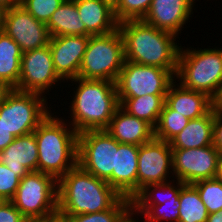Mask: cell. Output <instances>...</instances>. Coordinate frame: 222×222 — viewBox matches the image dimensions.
Segmentation results:
<instances>
[{
  "mask_svg": "<svg viewBox=\"0 0 222 222\" xmlns=\"http://www.w3.org/2000/svg\"><path fill=\"white\" fill-rule=\"evenodd\" d=\"M58 181L40 171L20 179L12 204L28 221L45 220L58 212Z\"/></svg>",
  "mask_w": 222,
  "mask_h": 222,
  "instance_id": "52a82bcc",
  "label": "cell"
},
{
  "mask_svg": "<svg viewBox=\"0 0 222 222\" xmlns=\"http://www.w3.org/2000/svg\"><path fill=\"white\" fill-rule=\"evenodd\" d=\"M0 4L6 7L7 9L19 5L18 0H0Z\"/></svg>",
  "mask_w": 222,
  "mask_h": 222,
  "instance_id": "b9f144b4",
  "label": "cell"
},
{
  "mask_svg": "<svg viewBox=\"0 0 222 222\" xmlns=\"http://www.w3.org/2000/svg\"><path fill=\"white\" fill-rule=\"evenodd\" d=\"M22 51L5 32H0V80L15 89L21 73Z\"/></svg>",
  "mask_w": 222,
  "mask_h": 222,
  "instance_id": "d4e9b609",
  "label": "cell"
},
{
  "mask_svg": "<svg viewBox=\"0 0 222 222\" xmlns=\"http://www.w3.org/2000/svg\"><path fill=\"white\" fill-rule=\"evenodd\" d=\"M78 165L84 171L107 181L112 187L115 139L106 130H88L79 133Z\"/></svg>",
  "mask_w": 222,
  "mask_h": 222,
  "instance_id": "8fae6325",
  "label": "cell"
},
{
  "mask_svg": "<svg viewBox=\"0 0 222 222\" xmlns=\"http://www.w3.org/2000/svg\"><path fill=\"white\" fill-rule=\"evenodd\" d=\"M175 77L166 69L125 61L115 82L118 98L166 95Z\"/></svg>",
  "mask_w": 222,
  "mask_h": 222,
  "instance_id": "30bf717a",
  "label": "cell"
},
{
  "mask_svg": "<svg viewBox=\"0 0 222 222\" xmlns=\"http://www.w3.org/2000/svg\"><path fill=\"white\" fill-rule=\"evenodd\" d=\"M27 222H46V219L45 220L27 221Z\"/></svg>",
  "mask_w": 222,
  "mask_h": 222,
  "instance_id": "7dc6e473",
  "label": "cell"
},
{
  "mask_svg": "<svg viewBox=\"0 0 222 222\" xmlns=\"http://www.w3.org/2000/svg\"><path fill=\"white\" fill-rule=\"evenodd\" d=\"M86 36L105 35L118 29L114 9L103 0H74Z\"/></svg>",
  "mask_w": 222,
  "mask_h": 222,
  "instance_id": "7402d4cb",
  "label": "cell"
},
{
  "mask_svg": "<svg viewBox=\"0 0 222 222\" xmlns=\"http://www.w3.org/2000/svg\"><path fill=\"white\" fill-rule=\"evenodd\" d=\"M214 111L192 119L171 141L172 149L199 148L213 145Z\"/></svg>",
  "mask_w": 222,
  "mask_h": 222,
  "instance_id": "603a6c76",
  "label": "cell"
},
{
  "mask_svg": "<svg viewBox=\"0 0 222 222\" xmlns=\"http://www.w3.org/2000/svg\"><path fill=\"white\" fill-rule=\"evenodd\" d=\"M65 0H22L20 5L36 20L47 24L52 14Z\"/></svg>",
  "mask_w": 222,
  "mask_h": 222,
  "instance_id": "1f68e13d",
  "label": "cell"
},
{
  "mask_svg": "<svg viewBox=\"0 0 222 222\" xmlns=\"http://www.w3.org/2000/svg\"><path fill=\"white\" fill-rule=\"evenodd\" d=\"M124 62V41L119 29L105 35L89 36L78 77L116 82Z\"/></svg>",
  "mask_w": 222,
  "mask_h": 222,
  "instance_id": "8992f818",
  "label": "cell"
},
{
  "mask_svg": "<svg viewBox=\"0 0 222 222\" xmlns=\"http://www.w3.org/2000/svg\"><path fill=\"white\" fill-rule=\"evenodd\" d=\"M118 29L124 41L125 61L163 68L176 76L181 48L176 41L179 37L143 20L120 22Z\"/></svg>",
  "mask_w": 222,
  "mask_h": 222,
  "instance_id": "6da1fadb",
  "label": "cell"
},
{
  "mask_svg": "<svg viewBox=\"0 0 222 222\" xmlns=\"http://www.w3.org/2000/svg\"><path fill=\"white\" fill-rule=\"evenodd\" d=\"M3 32L19 45L22 53L49 45L51 38L47 25L20 4L7 9Z\"/></svg>",
  "mask_w": 222,
  "mask_h": 222,
  "instance_id": "9a60e30c",
  "label": "cell"
},
{
  "mask_svg": "<svg viewBox=\"0 0 222 222\" xmlns=\"http://www.w3.org/2000/svg\"><path fill=\"white\" fill-rule=\"evenodd\" d=\"M192 185L197 189L209 214L222 209V182L217 177L199 180Z\"/></svg>",
  "mask_w": 222,
  "mask_h": 222,
  "instance_id": "f546056e",
  "label": "cell"
},
{
  "mask_svg": "<svg viewBox=\"0 0 222 222\" xmlns=\"http://www.w3.org/2000/svg\"><path fill=\"white\" fill-rule=\"evenodd\" d=\"M136 216V212L131 208L118 222H139L141 221L140 219H136L138 217ZM135 217V218H134Z\"/></svg>",
  "mask_w": 222,
  "mask_h": 222,
  "instance_id": "f35d334b",
  "label": "cell"
},
{
  "mask_svg": "<svg viewBox=\"0 0 222 222\" xmlns=\"http://www.w3.org/2000/svg\"><path fill=\"white\" fill-rule=\"evenodd\" d=\"M0 162L21 179L29 172L38 171V145L35 133H29L15 139L2 151Z\"/></svg>",
  "mask_w": 222,
  "mask_h": 222,
  "instance_id": "d6986e66",
  "label": "cell"
},
{
  "mask_svg": "<svg viewBox=\"0 0 222 222\" xmlns=\"http://www.w3.org/2000/svg\"><path fill=\"white\" fill-rule=\"evenodd\" d=\"M65 121L50 112L34 130L38 145V171L57 181L78 165V133Z\"/></svg>",
  "mask_w": 222,
  "mask_h": 222,
  "instance_id": "277c9868",
  "label": "cell"
},
{
  "mask_svg": "<svg viewBox=\"0 0 222 222\" xmlns=\"http://www.w3.org/2000/svg\"><path fill=\"white\" fill-rule=\"evenodd\" d=\"M28 220L22 213L12 204L7 201L0 207V222H27Z\"/></svg>",
  "mask_w": 222,
  "mask_h": 222,
  "instance_id": "836d02e7",
  "label": "cell"
},
{
  "mask_svg": "<svg viewBox=\"0 0 222 222\" xmlns=\"http://www.w3.org/2000/svg\"><path fill=\"white\" fill-rule=\"evenodd\" d=\"M196 2V0H152L143 21L179 37L182 28L192 17Z\"/></svg>",
  "mask_w": 222,
  "mask_h": 222,
  "instance_id": "e0dca14e",
  "label": "cell"
},
{
  "mask_svg": "<svg viewBox=\"0 0 222 222\" xmlns=\"http://www.w3.org/2000/svg\"><path fill=\"white\" fill-rule=\"evenodd\" d=\"M206 222H222V209L209 214Z\"/></svg>",
  "mask_w": 222,
  "mask_h": 222,
  "instance_id": "ab89813d",
  "label": "cell"
},
{
  "mask_svg": "<svg viewBox=\"0 0 222 222\" xmlns=\"http://www.w3.org/2000/svg\"><path fill=\"white\" fill-rule=\"evenodd\" d=\"M58 82L61 84L63 80L55 72L49 45L22 53L21 73L15 90L45 95Z\"/></svg>",
  "mask_w": 222,
  "mask_h": 222,
  "instance_id": "7c38bea8",
  "label": "cell"
},
{
  "mask_svg": "<svg viewBox=\"0 0 222 222\" xmlns=\"http://www.w3.org/2000/svg\"><path fill=\"white\" fill-rule=\"evenodd\" d=\"M7 8L0 4V32L4 30L5 13Z\"/></svg>",
  "mask_w": 222,
  "mask_h": 222,
  "instance_id": "60d3db41",
  "label": "cell"
},
{
  "mask_svg": "<svg viewBox=\"0 0 222 222\" xmlns=\"http://www.w3.org/2000/svg\"><path fill=\"white\" fill-rule=\"evenodd\" d=\"M165 96L145 95L142 97L118 99L120 107L129 115L143 119L155 127L165 104Z\"/></svg>",
  "mask_w": 222,
  "mask_h": 222,
  "instance_id": "484cf974",
  "label": "cell"
},
{
  "mask_svg": "<svg viewBox=\"0 0 222 222\" xmlns=\"http://www.w3.org/2000/svg\"><path fill=\"white\" fill-rule=\"evenodd\" d=\"M46 96L15 89L6 96L0 105V118L15 137L34 132L49 115L51 107Z\"/></svg>",
  "mask_w": 222,
  "mask_h": 222,
  "instance_id": "ba28073f",
  "label": "cell"
},
{
  "mask_svg": "<svg viewBox=\"0 0 222 222\" xmlns=\"http://www.w3.org/2000/svg\"><path fill=\"white\" fill-rule=\"evenodd\" d=\"M139 146L119 143L115 139V168L112 171V187L131 200L137 195V170Z\"/></svg>",
  "mask_w": 222,
  "mask_h": 222,
  "instance_id": "ac0fdd59",
  "label": "cell"
},
{
  "mask_svg": "<svg viewBox=\"0 0 222 222\" xmlns=\"http://www.w3.org/2000/svg\"><path fill=\"white\" fill-rule=\"evenodd\" d=\"M107 4H109L113 9L118 5L120 0H103Z\"/></svg>",
  "mask_w": 222,
  "mask_h": 222,
  "instance_id": "f6af8a7d",
  "label": "cell"
},
{
  "mask_svg": "<svg viewBox=\"0 0 222 222\" xmlns=\"http://www.w3.org/2000/svg\"><path fill=\"white\" fill-rule=\"evenodd\" d=\"M221 153L213 146L172 149L174 180L185 184L215 178Z\"/></svg>",
  "mask_w": 222,
  "mask_h": 222,
  "instance_id": "4fadbf2b",
  "label": "cell"
},
{
  "mask_svg": "<svg viewBox=\"0 0 222 222\" xmlns=\"http://www.w3.org/2000/svg\"><path fill=\"white\" fill-rule=\"evenodd\" d=\"M184 184L173 179L147 185L132 199V208L137 216H143V222H179V195Z\"/></svg>",
  "mask_w": 222,
  "mask_h": 222,
  "instance_id": "9c48e42d",
  "label": "cell"
},
{
  "mask_svg": "<svg viewBox=\"0 0 222 222\" xmlns=\"http://www.w3.org/2000/svg\"><path fill=\"white\" fill-rule=\"evenodd\" d=\"M132 208V200L122 197L111 209L75 216H60L66 222H118Z\"/></svg>",
  "mask_w": 222,
  "mask_h": 222,
  "instance_id": "f1b7e54d",
  "label": "cell"
},
{
  "mask_svg": "<svg viewBox=\"0 0 222 222\" xmlns=\"http://www.w3.org/2000/svg\"><path fill=\"white\" fill-rule=\"evenodd\" d=\"M181 45L176 82L212 98L222 83V48H186Z\"/></svg>",
  "mask_w": 222,
  "mask_h": 222,
  "instance_id": "5b68a950",
  "label": "cell"
},
{
  "mask_svg": "<svg viewBox=\"0 0 222 222\" xmlns=\"http://www.w3.org/2000/svg\"><path fill=\"white\" fill-rule=\"evenodd\" d=\"M88 41L89 36L84 35H64L50 38L49 47L55 72L64 82L68 83V80L78 77Z\"/></svg>",
  "mask_w": 222,
  "mask_h": 222,
  "instance_id": "2e32d148",
  "label": "cell"
},
{
  "mask_svg": "<svg viewBox=\"0 0 222 222\" xmlns=\"http://www.w3.org/2000/svg\"><path fill=\"white\" fill-rule=\"evenodd\" d=\"M59 216H75L111 209L122 196L107 181L84 171L79 165L58 180Z\"/></svg>",
  "mask_w": 222,
  "mask_h": 222,
  "instance_id": "7a4b0ae2",
  "label": "cell"
},
{
  "mask_svg": "<svg viewBox=\"0 0 222 222\" xmlns=\"http://www.w3.org/2000/svg\"><path fill=\"white\" fill-rule=\"evenodd\" d=\"M20 178L16 171H12L0 162V195L10 201L18 189Z\"/></svg>",
  "mask_w": 222,
  "mask_h": 222,
  "instance_id": "d6a6232c",
  "label": "cell"
},
{
  "mask_svg": "<svg viewBox=\"0 0 222 222\" xmlns=\"http://www.w3.org/2000/svg\"><path fill=\"white\" fill-rule=\"evenodd\" d=\"M212 110L217 113H222V83L218 87L215 95L211 98Z\"/></svg>",
  "mask_w": 222,
  "mask_h": 222,
  "instance_id": "8d00e7d4",
  "label": "cell"
},
{
  "mask_svg": "<svg viewBox=\"0 0 222 222\" xmlns=\"http://www.w3.org/2000/svg\"><path fill=\"white\" fill-rule=\"evenodd\" d=\"M165 103L189 120L201 118L212 110V100L207 94L186 89L176 79L167 90Z\"/></svg>",
  "mask_w": 222,
  "mask_h": 222,
  "instance_id": "44dd1931",
  "label": "cell"
},
{
  "mask_svg": "<svg viewBox=\"0 0 222 222\" xmlns=\"http://www.w3.org/2000/svg\"><path fill=\"white\" fill-rule=\"evenodd\" d=\"M6 202L7 200L3 196L0 195V207Z\"/></svg>",
  "mask_w": 222,
  "mask_h": 222,
  "instance_id": "bcb514c9",
  "label": "cell"
},
{
  "mask_svg": "<svg viewBox=\"0 0 222 222\" xmlns=\"http://www.w3.org/2000/svg\"><path fill=\"white\" fill-rule=\"evenodd\" d=\"M13 90L5 81L0 80V105L4 102L6 96Z\"/></svg>",
  "mask_w": 222,
  "mask_h": 222,
  "instance_id": "74e56055",
  "label": "cell"
},
{
  "mask_svg": "<svg viewBox=\"0 0 222 222\" xmlns=\"http://www.w3.org/2000/svg\"><path fill=\"white\" fill-rule=\"evenodd\" d=\"M137 194L147 185L173 181L170 142L153 138L139 146ZM172 173L171 176H169ZM171 177L173 178L172 180ZM169 178V179H168Z\"/></svg>",
  "mask_w": 222,
  "mask_h": 222,
  "instance_id": "5bb4252c",
  "label": "cell"
},
{
  "mask_svg": "<svg viewBox=\"0 0 222 222\" xmlns=\"http://www.w3.org/2000/svg\"><path fill=\"white\" fill-rule=\"evenodd\" d=\"M119 143L140 146L154 138V127L119 107L105 129Z\"/></svg>",
  "mask_w": 222,
  "mask_h": 222,
  "instance_id": "ffe728a7",
  "label": "cell"
},
{
  "mask_svg": "<svg viewBox=\"0 0 222 222\" xmlns=\"http://www.w3.org/2000/svg\"><path fill=\"white\" fill-rule=\"evenodd\" d=\"M14 139L15 136L7 129L2 118H0V151L4 150Z\"/></svg>",
  "mask_w": 222,
  "mask_h": 222,
  "instance_id": "d590c367",
  "label": "cell"
},
{
  "mask_svg": "<svg viewBox=\"0 0 222 222\" xmlns=\"http://www.w3.org/2000/svg\"><path fill=\"white\" fill-rule=\"evenodd\" d=\"M74 81V82H73ZM73 97L69 108L68 123L79 134L88 130H105L120 107L115 82L74 78ZM78 83V84H77ZM72 120V121H71Z\"/></svg>",
  "mask_w": 222,
  "mask_h": 222,
  "instance_id": "3957f363",
  "label": "cell"
},
{
  "mask_svg": "<svg viewBox=\"0 0 222 222\" xmlns=\"http://www.w3.org/2000/svg\"><path fill=\"white\" fill-rule=\"evenodd\" d=\"M79 16L75 1L65 0L52 14L49 22L46 24L50 36H86L85 25Z\"/></svg>",
  "mask_w": 222,
  "mask_h": 222,
  "instance_id": "cb8c5ba5",
  "label": "cell"
},
{
  "mask_svg": "<svg viewBox=\"0 0 222 222\" xmlns=\"http://www.w3.org/2000/svg\"><path fill=\"white\" fill-rule=\"evenodd\" d=\"M179 222H206L208 211L197 189L192 184H184L180 189Z\"/></svg>",
  "mask_w": 222,
  "mask_h": 222,
  "instance_id": "4316f807",
  "label": "cell"
},
{
  "mask_svg": "<svg viewBox=\"0 0 222 222\" xmlns=\"http://www.w3.org/2000/svg\"><path fill=\"white\" fill-rule=\"evenodd\" d=\"M216 177L222 182V154L220 155L219 164H218V173Z\"/></svg>",
  "mask_w": 222,
  "mask_h": 222,
  "instance_id": "7bdbcfd3",
  "label": "cell"
},
{
  "mask_svg": "<svg viewBox=\"0 0 222 222\" xmlns=\"http://www.w3.org/2000/svg\"><path fill=\"white\" fill-rule=\"evenodd\" d=\"M189 119L172 110L166 103L154 127V137L170 142L189 123Z\"/></svg>",
  "mask_w": 222,
  "mask_h": 222,
  "instance_id": "83f0119b",
  "label": "cell"
},
{
  "mask_svg": "<svg viewBox=\"0 0 222 222\" xmlns=\"http://www.w3.org/2000/svg\"><path fill=\"white\" fill-rule=\"evenodd\" d=\"M213 146L222 154V113H214Z\"/></svg>",
  "mask_w": 222,
  "mask_h": 222,
  "instance_id": "e575fe53",
  "label": "cell"
},
{
  "mask_svg": "<svg viewBox=\"0 0 222 222\" xmlns=\"http://www.w3.org/2000/svg\"><path fill=\"white\" fill-rule=\"evenodd\" d=\"M152 0H120L114 8L118 23L127 20H143L148 13Z\"/></svg>",
  "mask_w": 222,
  "mask_h": 222,
  "instance_id": "4dcf8cb0",
  "label": "cell"
},
{
  "mask_svg": "<svg viewBox=\"0 0 222 222\" xmlns=\"http://www.w3.org/2000/svg\"><path fill=\"white\" fill-rule=\"evenodd\" d=\"M46 222H66V220L63 217L56 215L52 218L46 219Z\"/></svg>",
  "mask_w": 222,
  "mask_h": 222,
  "instance_id": "ee69618b",
  "label": "cell"
}]
</instances>
